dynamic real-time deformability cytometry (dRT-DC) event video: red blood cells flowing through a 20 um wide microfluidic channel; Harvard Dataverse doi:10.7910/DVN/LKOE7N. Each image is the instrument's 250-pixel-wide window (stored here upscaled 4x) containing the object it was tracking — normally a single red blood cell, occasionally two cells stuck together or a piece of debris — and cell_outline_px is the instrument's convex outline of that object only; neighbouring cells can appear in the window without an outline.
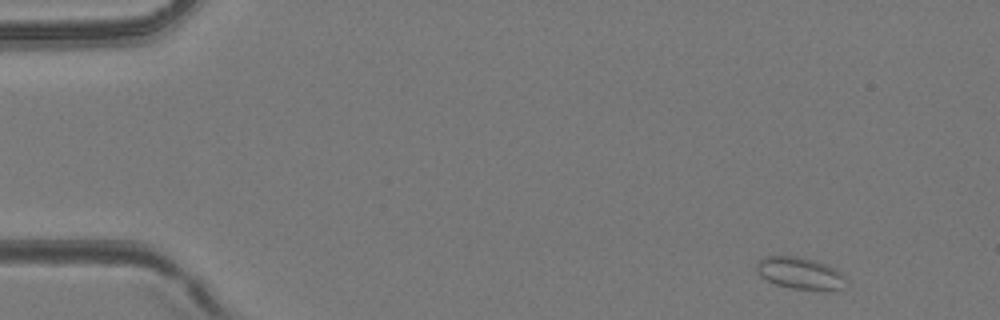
{"species": "common noctule bat (a hibernating species)", "species_latin": "Nyctalus noctula", "temperature_condition": "room temperature", "stored_images_in_passage": 3, "camera_frame_rate_fps": 3000, "um_per_image_px": 0.085, "animal": {"sex": "female", "body_mass_g": 24.6, "forearm_length_mm": 56.2}, "frame": {"image": 1, "passage_image": 1, "time_ms": 0.0, "image_size_px": [1000, 320], "cell_outline_px": [[844, 288], [828, 292], [792, 288], [776, 284], [760, 276], [756, 268], [756, 264], [760, 260], [768, 256], [796, 256], [812, 260], [836, 268], [844, 276]], "centroid_in_image_um": [68.04, 23.25], "position_along_channel_um": 17.0, "area_um2": 16.65}}